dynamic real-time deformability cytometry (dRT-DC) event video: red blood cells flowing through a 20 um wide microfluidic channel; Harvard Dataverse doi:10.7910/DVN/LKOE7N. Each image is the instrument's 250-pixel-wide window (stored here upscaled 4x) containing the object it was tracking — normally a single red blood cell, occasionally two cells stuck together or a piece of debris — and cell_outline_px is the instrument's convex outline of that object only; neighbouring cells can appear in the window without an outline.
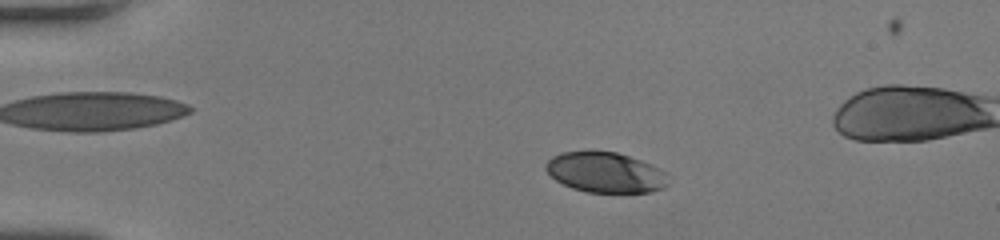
{"species": "human", "species_latin": "Homo sapiens", "temperature_condition": "room temperature", "stored_images_in_passage": 49, "camera_frame_rate_fps": 3000, "um_per_image_px": 0.085, "donor": {"sex": "female"}, "frame": {"image": 1, "passage_image": 9, "time_ms": 2.667, "image_size_px": [1000, 240], "cell_outline_px": [[668, 184], [664, 188], [652, 192], [588, 192], [572, 188], [556, 180], [544, 168], [544, 164], [552, 156], [560, 152], [588, 148], [616, 152], [652, 164], [660, 168], [668, 176]], "centroid_in_image_um": [51.43, 14.61], "position_along_channel_um": 33.6, "area_um2": 29.48}}
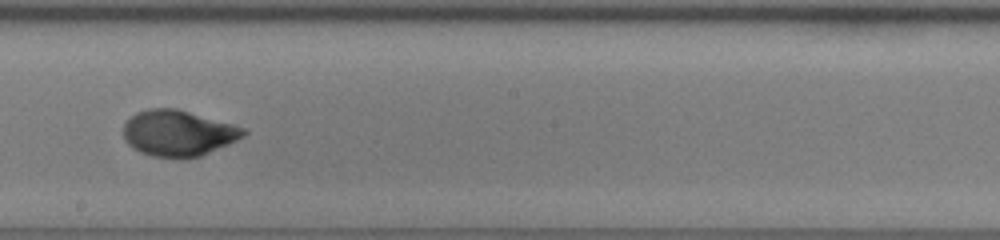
{"frame": {"image": 2, "passage_image": 28, "time_ms": 9.0, "image_size_px": [1000, 240], "cell_outline_px": [[248, 132], [244, 136], [228, 144], [200, 156], [152, 156], [140, 152], [132, 148], [124, 140], [124, 124], [136, 112], [148, 108], [176, 108], [232, 124], [244, 128]], "centroid_in_image_um": [15.12, 11.29], "position_along_channel_um": 233.1, "area_um2": 31.62}}
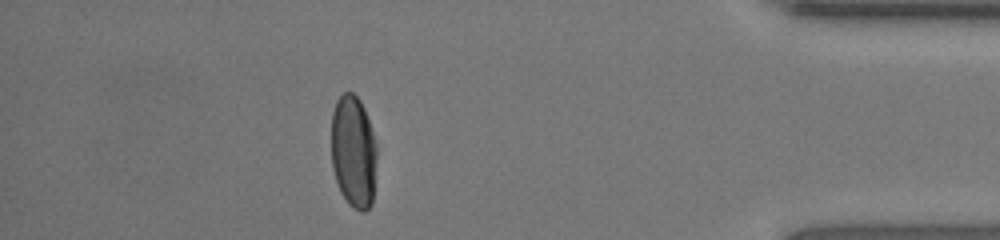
{"frame": {"image": 3, "passage_image": 43, "time_ms": 14.0, "image_size_px": [1000, 240], "cell_outline_px": [[376, 156], [372, 204], [364, 212], [360, 212], [352, 208], [348, 204], [340, 192], [332, 168], [332, 112], [336, 100], [344, 92], [352, 92], [360, 100], [364, 108], [376, 144]], "centroid_in_image_um": [30.03, 12.91], "position_along_channel_um": 405.2, "area_um2": 29.88}, "authors_computed_cell_mechanics": {"area_um2": 31.0386, "velocity_mm_per_s": 4.2077, "shape_relaxation_time_tau1_ms": 3.4385, "shape_relaxation_time_tau2_ms": 0.9292, "deformation_change_tau1": 0.1746, "deformation_change_tau2": 0.0441}}